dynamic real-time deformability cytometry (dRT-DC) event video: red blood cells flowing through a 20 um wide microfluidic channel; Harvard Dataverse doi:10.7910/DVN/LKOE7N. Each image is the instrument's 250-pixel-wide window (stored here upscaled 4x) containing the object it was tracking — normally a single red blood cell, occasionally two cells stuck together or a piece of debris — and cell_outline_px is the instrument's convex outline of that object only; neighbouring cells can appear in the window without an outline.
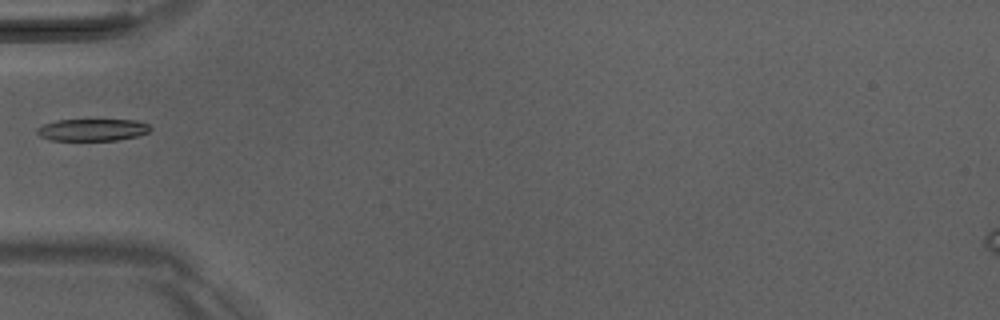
{"species": "Egyptian fruit bat (a non-hibernating species)", "species_latin": "Rousettus aegyptiacus", "temperature_condition": "room temperature", "stored_images_in_passage": 9, "camera_frame_rate_fps": 3000, "um_per_image_px": 0.085, "animal": {"sex": "male"}, "frame": {"image": 1, "passage_image": 1, "time_ms": 0.0, "image_size_px": [1000, 320], "cell_outline_px": [[152, 128], [148, 132], [136, 136], [116, 140], [52, 140], [40, 136], [36, 132], [36, 128], [44, 124], [56, 120], [136, 120], [148, 124]], "centroid_in_image_um": [7.84, 11.03], "position_along_channel_um": 77.2, "area_um2": 14.45}}